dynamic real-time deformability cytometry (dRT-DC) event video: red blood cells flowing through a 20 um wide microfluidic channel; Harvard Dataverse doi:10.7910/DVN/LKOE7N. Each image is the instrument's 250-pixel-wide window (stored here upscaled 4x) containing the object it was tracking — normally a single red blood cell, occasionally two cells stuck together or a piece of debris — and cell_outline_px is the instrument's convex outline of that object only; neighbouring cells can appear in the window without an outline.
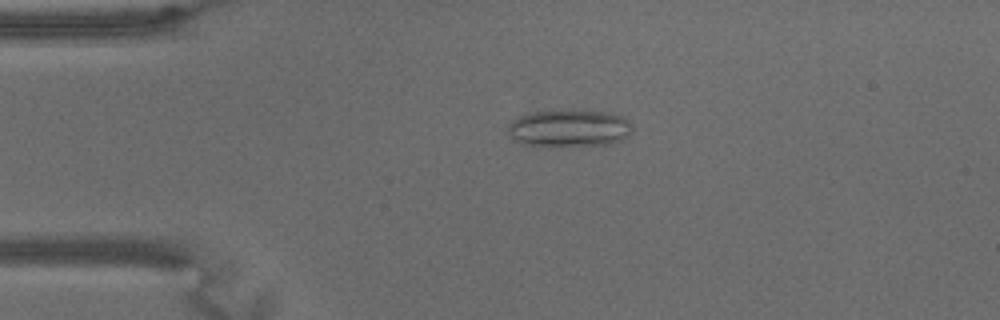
{"species": "common noctule bat (a hibernating species)", "species_latin": "Nyctalus noctula", "temperature_condition": "warm", "stored_images_in_passage": 58, "camera_frame_rate_fps": 3000, "um_per_image_px": 0.085, "animal": {"sex": "male", "body_mass_g": 15.6}, "frame": {"image": 1, "passage_image": 7, "time_ms": 2.0, "image_size_px": [1000, 320], "cell_outline_px": [[632, 132], [628, 136], [620, 140], [608, 144], [572, 148], [560, 148], [520, 144], [512, 140], [508, 132], [508, 124], [512, 120], [528, 112], [612, 112], [624, 116], [632, 124]], "centroid_in_image_um": [48.37, 10.97], "position_along_channel_um": 36.6, "area_um2": 27.57}}
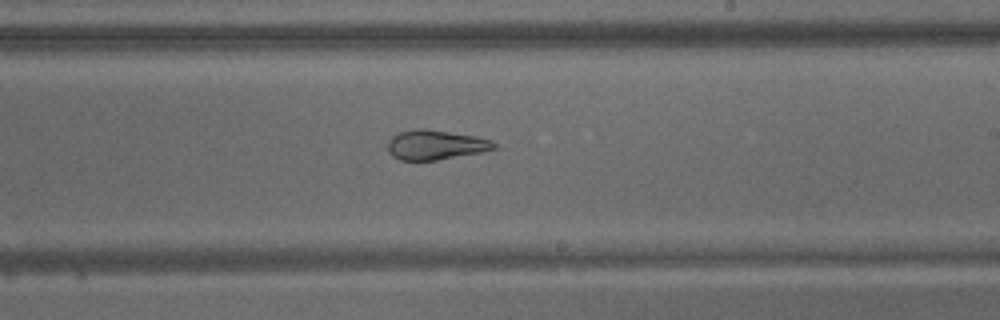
{"frame": {"image": 2, "passage_image": 31, "time_ms": 10.0, "image_size_px": [1000, 320], "cell_outline_px": [[496, 148], [480, 152], [436, 160], [400, 160], [392, 156], [388, 152], [388, 140], [392, 136], [400, 132], [416, 128], [424, 128], [476, 136], [492, 140], [496, 144]], "centroid_in_image_um": [36.99, 12.3], "position_along_channel_um": 252.0, "area_um2": 18.32}}
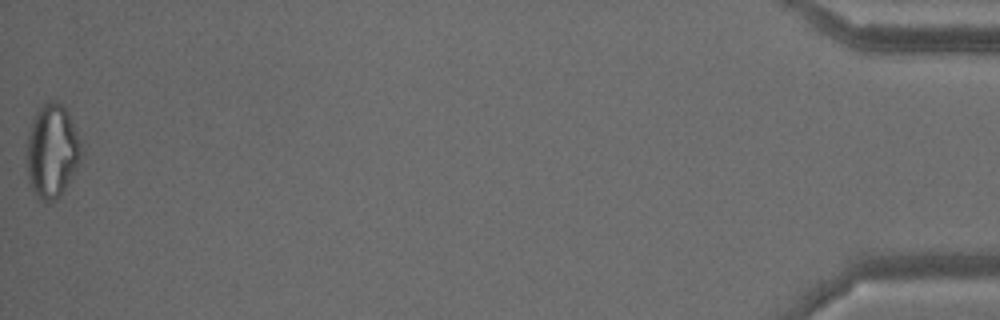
{"frame": {"image": 3, "passage_image": 58, "time_ms": 19.0, "image_size_px": [1000, 320], "cell_outline_px": [[84, 152], [80, 160], [60, 196], [56, 200], [48, 204], [44, 204], [36, 196], [28, 184], [24, 160], [24, 144], [36, 108], [52, 100], [56, 100], [64, 104], [68, 108]], "centroid_in_image_um": [4.36, 12.83], "position_along_channel_um": 430.8, "area_um2": 31.21}, "authors_computed_cell_mechanics": {"area_um2": 24.0159, "velocity_mm_per_s": 3.0791, "shape_relaxation_time_tau1_ms": null, "shape_relaxation_time_tau2_ms": 2.4829, "deformation_change_tau1": null, "deformation_change_tau2": 0.1057}}